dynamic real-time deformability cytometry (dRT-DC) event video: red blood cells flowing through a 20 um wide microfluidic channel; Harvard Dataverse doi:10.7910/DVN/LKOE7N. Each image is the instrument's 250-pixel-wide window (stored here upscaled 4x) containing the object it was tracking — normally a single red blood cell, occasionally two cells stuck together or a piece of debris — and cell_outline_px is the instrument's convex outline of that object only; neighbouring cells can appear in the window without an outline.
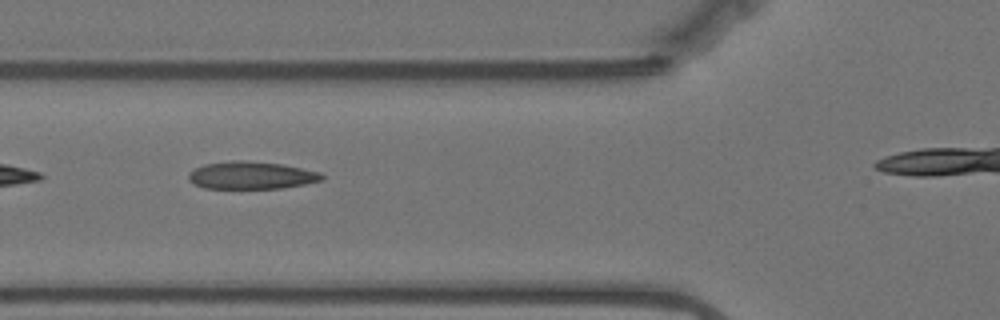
{"species": "Egyptian fruit bat (a non-hibernating species)", "species_latin": "Rousettus aegyptiacus", "temperature_condition": "warm", "stored_images_in_passage": 31, "camera_frame_rate_fps": 3000, "um_per_image_px": 0.085, "animal": {"sex": "female"}, "frame": {"image": 1, "passage_image": 5, "time_ms": 1.333, "image_size_px": [1000, 320], "cell_outline_px": [[324, 176], [320, 180], [304, 184], [280, 188], [204, 188], [192, 184], [188, 180], [188, 172], [204, 164], [232, 160], [240, 160], [280, 164], [320, 172]], "centroid_in_image_um": [21.28, 14.9], "position_along_channel_um": 104.5, "area_um2": 21.21}}
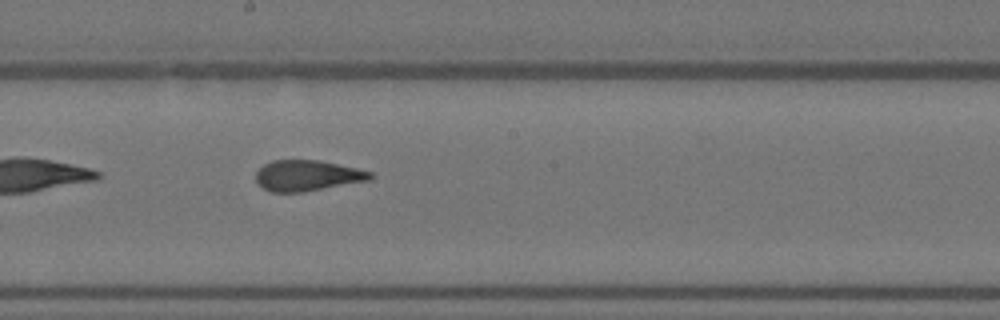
{"frame": {"image": 2, "passage_image": 15, "time_ms": 4.667, "image_size_px": [1000, 320], "cell_outline_px": [[376, 176], [372, 180], [304, 192], [272, 192], [256, 184], [256, 172], [264, 164], [272, 160], [320, 160], [356, 168], [372, 172]], "centroid_in_image_um": [26.15, 14.93], "position_along_channel_um": 222.0, "area_um2": 20.75}}
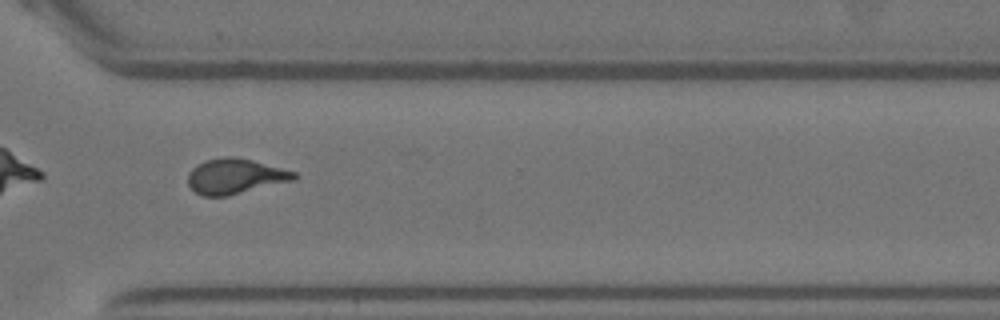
{"frame": {"image": 3, "passage_image": 26, "time_ms": 8.333, "image_size_px": [1000, 320], "cell_outline_px": [[300, 176], [296, 180], [228, 196], [200, 196], [188, 184], [188, 172], [196, 164], [204, 160], [224, 156], [232, 156], [252, 160], [296, 172]], "centroid_in_image_um": [20.0, 14.98], "position_along_channel_um": 350.6, "area_um2": 22.08}}